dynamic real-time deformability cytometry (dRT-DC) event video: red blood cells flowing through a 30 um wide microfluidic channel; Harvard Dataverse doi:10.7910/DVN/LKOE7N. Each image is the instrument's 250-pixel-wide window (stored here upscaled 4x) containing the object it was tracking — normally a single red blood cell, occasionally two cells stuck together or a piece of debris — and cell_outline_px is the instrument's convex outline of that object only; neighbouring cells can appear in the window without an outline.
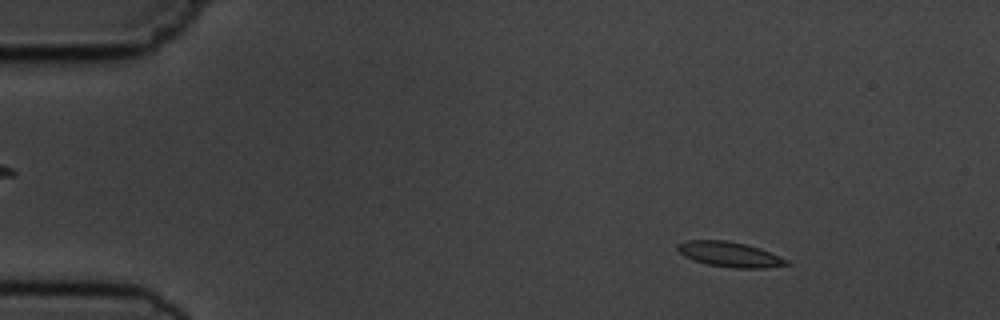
{"species": "common noctule bat (a hibernating species)", "species_latin": "Nyctalus noctula", "temperature_condition": "cold", "stored_images_in_passage": 7, "camera_frame_rate_fps": 3000, "um_per_image_px": 0.085, "animal": {"sex": "male", "body_mass_g": 19.5, "forearm_length_mm": 54.6}, "frame": {"image": 1, "passage_image": 2, "time_ms": 1.333, "image_size_px": [1000, 320], "cell_outline_px": [[792, 264], [764, 268], [732, 268], [708, 264], [692, 260], [684, 256], [676, 248], [676, 244], [688, 240], [728, 240], [760, 248], [780, 256], [788, 260]], "centroid_in_image_um": [62.02, 21.62], "position_along_channel_um": 23.0, "area_um2": 16.01}}
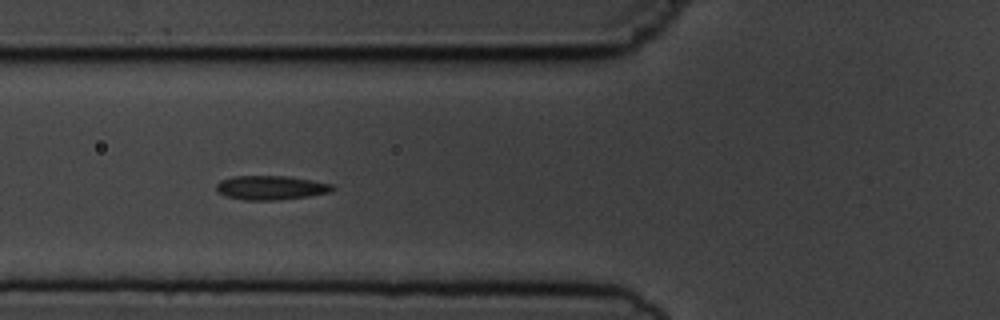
{"frame": {"image": 2, "passage_image": 6, "time_ms": 5.667, "image_size_px": [1000, 320], "cell_outline_px": [[336, 188], [332, 192], [308, 196], [276, 200], [244, 200], [224, 196], [216, 188], [216, 184], [220, 180], [232, 176], [288, 176], [312, 180], [332, 184]], "centroid_in_image_um": [23.03, 15.95], "position_along_channel_um": 102.8, "area_um2": 16.42}}
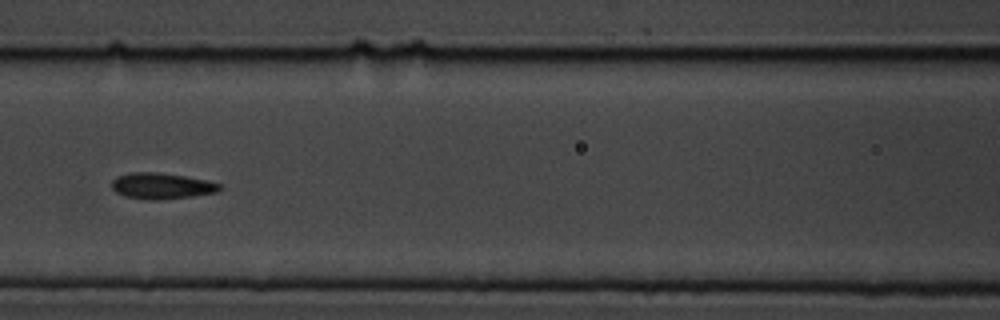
{"frame": {"image": 3, "passage_image": 7, "time_ms": 7.0, "image_size_px": [1000, 320], "cell_outline_px": [[224, 188], [216, 192], [192, 196], [156, 200], [152, 200], [124, 196], [116, 192], [112, 188], [112, 180], [116, 176], [132, 172], [156, 172], [184, 176], [224, 184]], "centroid_in_image_um": [13.75, 15.8], "position_along_channel_um": 152.9, "area_um2": 16.36}}